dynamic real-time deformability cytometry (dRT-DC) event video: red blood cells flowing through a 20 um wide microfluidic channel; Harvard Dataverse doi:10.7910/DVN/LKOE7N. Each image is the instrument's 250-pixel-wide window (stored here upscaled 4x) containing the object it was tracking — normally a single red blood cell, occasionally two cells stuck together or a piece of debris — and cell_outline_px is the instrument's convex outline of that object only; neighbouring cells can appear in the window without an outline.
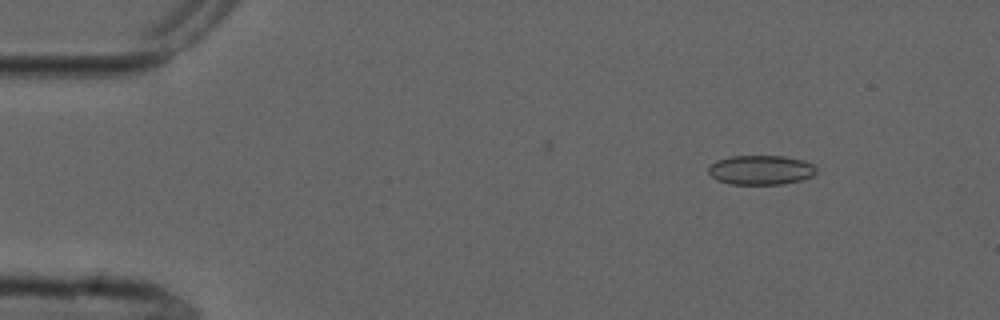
{"species": "common noctule bat (a hibernating species)", "species_latin": "Nyctalus noctula", "temperature_condition": "cold", "stored_images_in_passage": 7, "camera_frame_rate_fps": 3000, "um_per_image_px": 0.085, "animal": {"sex": "male", "forearm_length_mm": 52.5}, "frame": {"image": 1, "passage_image": 1, "time_ms": 0.0, "image_size_px": [1000, 320], "cell_outline_px": [[816, 172], [812, 176], [800, 180], [784, 184], [728, 184], [716, 180], [708, 172], [708, 168], [716, 160], [732, 156], [784, 156], [804, 160], [812, 164], [816, 168]], "centroid_in_image_um": [64.66, 14.45], "position_along_channel_um": 20.3, "area_um2": 18.55}}
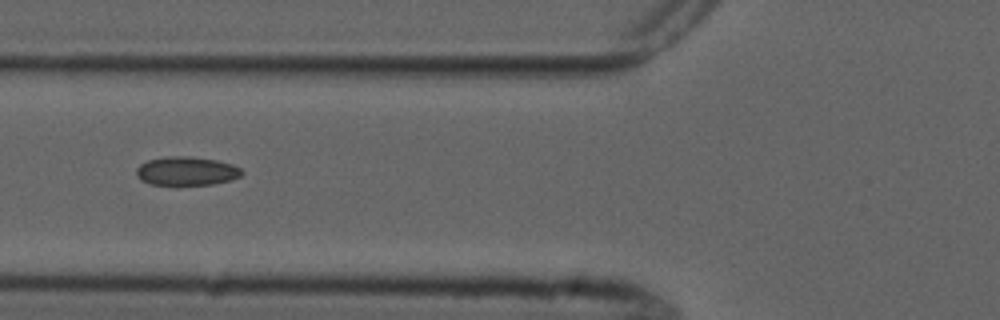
{"frame": {"image": 2, "passage_image": 5, "time_ms": 4.667, "image_size_px": [1000, 320], "cell_outline_px": [[244, 172], [240, 176], [232, 180], [212, 184], [176, 188], [152, 184], [140, 180], [136, 176], [136, 168], [140, 164], [148, 160], [164, 156], [188, 156], [216, 160], [232, 164], [240, 168]], "centroid_in_image_um": [15.82, 14.58], "position_along_channel_um": 110.0, "area_um2": 18.5}}
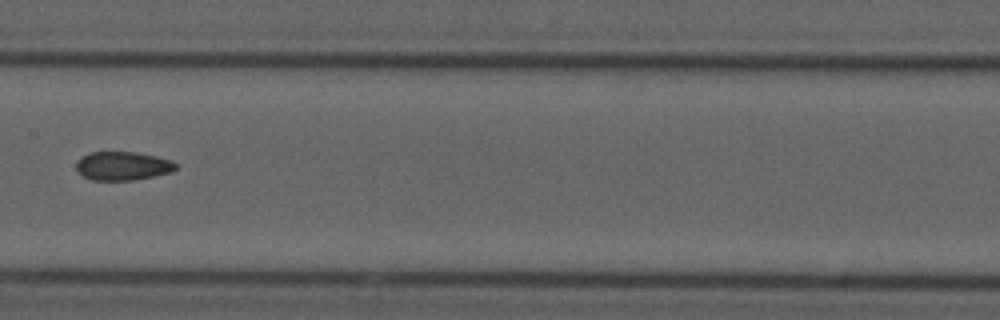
{"frame": {"image": 3, "passage_image": 7, "time_ms": 7.0, "image_size_px": [1000, 320], "cell_outline_px": [[176, 168], [172, 172], [132, 180], [92, 180], [84, 176], [76, 168], [76, 164], [88, 152], [136, 152], [156, 156], [172, 160], [176, 164]], "centroid_in_image_um": [10.45, 14.1], "position_along_channel_um": 196.9, "area_um2": 16.42}}